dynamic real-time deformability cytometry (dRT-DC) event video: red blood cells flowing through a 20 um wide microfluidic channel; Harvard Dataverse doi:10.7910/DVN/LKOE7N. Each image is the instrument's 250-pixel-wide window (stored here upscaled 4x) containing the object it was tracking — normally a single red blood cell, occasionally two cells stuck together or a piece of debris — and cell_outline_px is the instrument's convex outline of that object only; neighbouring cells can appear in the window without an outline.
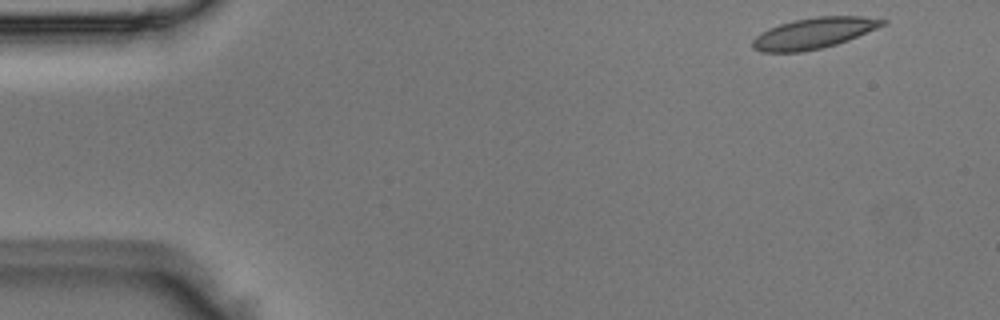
{"species": "Egyptian fruit bat (a non-hibernating species)", "species_latin": "Rousettus aegyptiacus", "temperature_condition": "room temperature", "stored_images_in_passage": 47, "camera_frame_rate_fps": 3000, "um_per_image_px": 0.085, "animal": {"sex": "male"}, "frame": {"image": 1, "passage_image": 1, "time_ms": 0.0, "image_size_px": [1000, 320], "cell_outline_px": [[888, 20], [884, 24], [876, 28], [848, 40], [836, 44], [820, 48], [800, 52], [760, 52], [752, 48], [752, 40], [760, 32], [768, 28], [780, 24], [796, 20], [816, 16], [864, 16]], "centroid_in_image_um": [69.13, 2.82], "position_along_channel_um": 15.9, "area_um2": 23.24}}
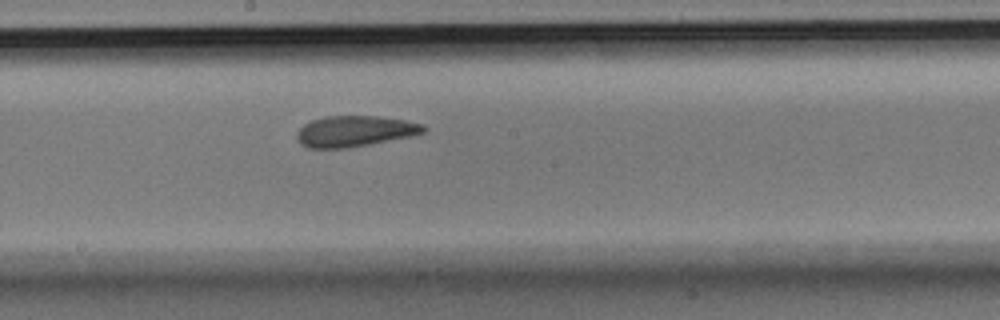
{"frame": {"image": 2, "passage_image": 24, "time_ms": 7.667, "image_size_px": [1000, 320], "cell_outline_px": [[428, 128], [424, 132], [412, 136], [348, 148], [308, 148], [300, 144], [296, 140], [296, 132], [304, 124], [312, 120], [324, 116], [380, 116], [404, 120], [424, 124]], "centroid_in_image_um": [30.14, 11.15], "position_along_channel_um": 218.1, "area_um2": 23.0}}
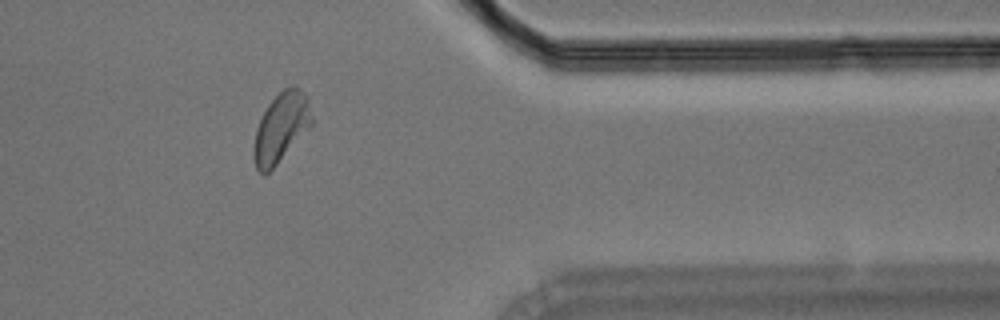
{"frame": {"image": 3, "passage_image": 38, "time_ms": 12.333, "image_size_px": [1000, 320], "cell_outline_px": [[312, 124], [276, 164], [264, 176], [256, 168], [252, 156], [252, 148], [256, 128], [268, 104], [284, 88], [292, 84], [296, 84], [308, 96], [312, 116]], "centroid_in_image_um": [23.87, 10.81], "position_along_channel_um": 387.5, "area_um2": 23.41}}